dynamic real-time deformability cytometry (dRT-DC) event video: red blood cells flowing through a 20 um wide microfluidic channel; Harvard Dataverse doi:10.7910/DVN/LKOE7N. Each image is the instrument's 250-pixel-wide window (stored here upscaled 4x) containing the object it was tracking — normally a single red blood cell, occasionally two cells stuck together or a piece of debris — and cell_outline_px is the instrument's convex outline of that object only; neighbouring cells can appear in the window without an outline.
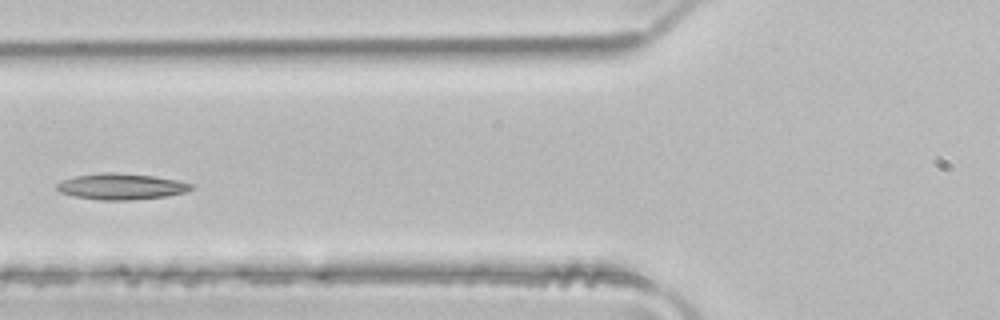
{"species": "common noctule bat (a hibernating species)", "species_latin": "Nyctalus noctula", "temperature_condition": "room temperature", "stored_images_in_passage": 4, "camera_frame_rate_fps": 3000, "um_per_image_px": 0.085, "animal": {"sex": "male", "body_mass_g": 21.5, "forearm_length_mm": 52.0}, "frame": {"image": 1, "passage_image": 4, "time_ms": 1.0, "image_size_px": [1000, 320], "cell_outline_px": [[192, 188], [184, 192], [168, 196], [128, 200], [100, 200], [76, 196], [60, 192], [56, 188], [56, 184], [64, 180], [76, 176], [104, 172], [112, 172], [152, 176], [176, 180], [192, 184]], "centroid_in_image_um": [10.29, 15.85], "position_along_channel_um": 115.5, "area_um2": 20.06}}